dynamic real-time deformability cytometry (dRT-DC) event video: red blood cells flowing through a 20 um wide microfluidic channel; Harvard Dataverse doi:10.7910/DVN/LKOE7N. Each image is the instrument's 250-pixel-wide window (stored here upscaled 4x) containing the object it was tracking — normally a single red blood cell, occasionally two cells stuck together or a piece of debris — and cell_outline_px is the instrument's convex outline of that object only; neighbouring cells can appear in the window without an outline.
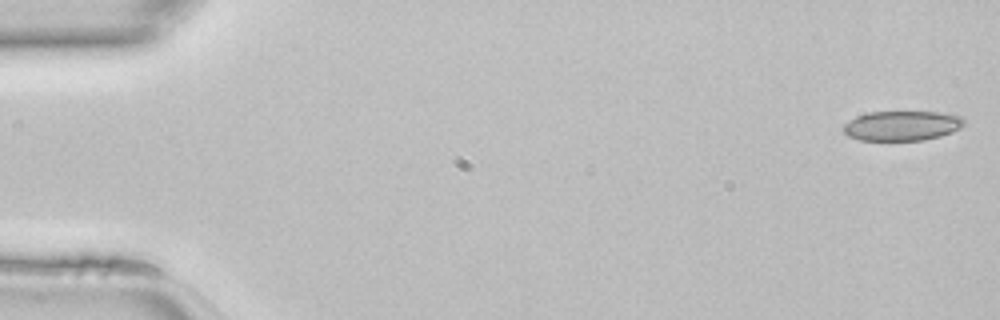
{"species": "common noctule bat (a hibernating species)", "species_latin": "Nyctalus noctula", "temperature_condition": "room temperature", "stored_images_in_passage": 46, "camera_frame_rate_fps": 3000, "um_per_image_px": 0.085, "animal": {"sex": "female", "body_mass_g": 22.7, "forearm_length_mm": 54.2}, "frame": {"image": 1, "passage_image": 1, "time_ms": 0.0, "image_size_px": [1000, 320], "cell_outline_px": [[964, 124], [960, 128], [952, 132], [940, 136], [924, 140], [860, 140], [848, 136], [844, 132], [844, 124], [856, 116], [868, 112], [940, 112], [960, 116], [964, 120]], "centroid_in_image_um": [76.67, 10.68], "position_along_channel_um": 8.3, "area_um2": 20.87}}
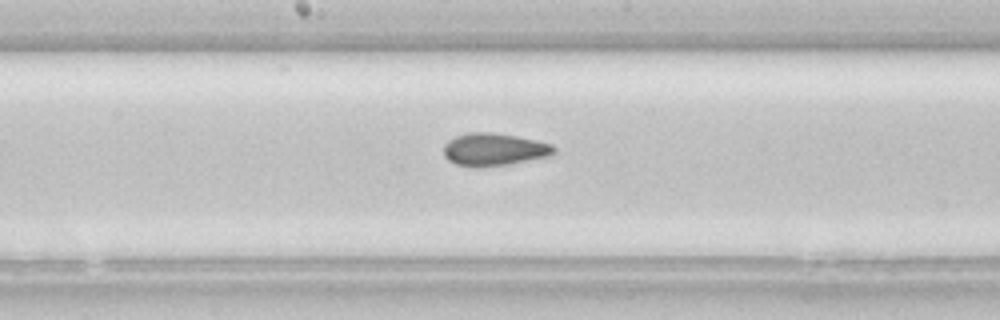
{"frame": {"image": 2, "passage_image": 24, "time_ms": 7.667, "image_size_px": [1000, 320], "cell_outline_px": [[556, 152], [552, 156], [508, 164], [456, 164], [448, 160], [444, 156], [444, 144], [448, 140], [456, 136], [468, 132], [492, 132], [516, 136], [536, 140], [552, 144], [556, 148]], "centroid_in_image_um": [42.05, 12.66], "position_along_channel_um": 206.1, "area_um2": 20.46}}
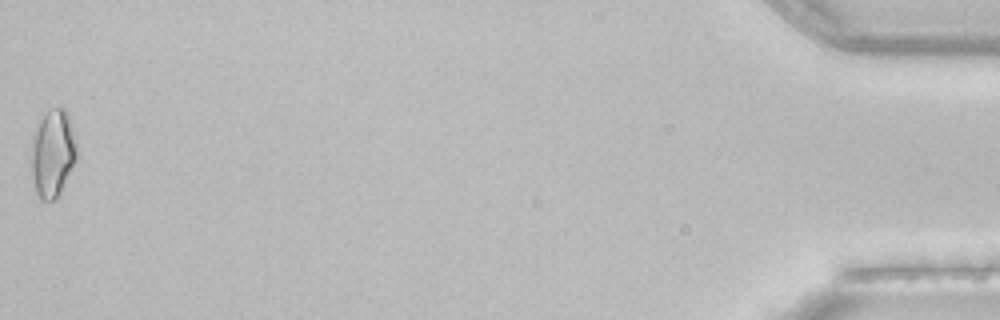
{"frame": {"image": 3, "passage_image": 46, "time_ms": 15.0, "image_size_px": [1000, 320], "cell_outline_px": [[80, 156], [56, 200], [40, 200], [36, 192], [32, 176], [32, 140], [40, 120], [52, 108], [60, 104], [68, 112], [76, 140]], "centroid_in_image_um": [4.55, 13.03], "position_along_channel_um": 430.7, "area_um2": 23.64}}